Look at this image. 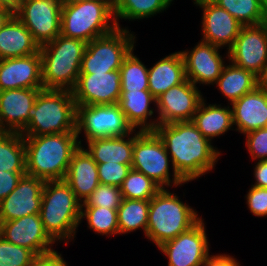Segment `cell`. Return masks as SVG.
I'll list each match as a JSON object with an SVG mask.
<instances>
[{
    "instance_id": "30",
    "label": "cell",
    "mask_w": 267,
    "mask_h": 266,
    "mask_svg": "<svg viewBox=\"0 0 267 266\" xmlns=\"http://www.w3.org/2000/svg\"><path fill=\"white\" fill-rule=\"evenodd\" d=\"M174 2L173 0H113L114 17L118 28H126L120 25V19L136 21L156 16L166 11Z\"/></svg>"
},
{
    "instance_id": "26",
    "label": "cell",
    "mask_w": 267,
    "mask_h": 266,
    "mask_svg": "<svg viewBox=\"0 0 267 266\" xmlns=\"http://www.w3.org/2000/svg\"><path fill=\"white\" fill-rule=\"evenodd\" d=\"M40 51L32 33L14 14L0 29V60L25 57Z\"/></svg>"
},
{
    "instance_id": "44",
    "label": "cell",
    "mask_w": 267,
    "mask_h": 266,
    "mask_svg": "<svg viewBox=\"0 0 267 266\" xmlns=\"http://www.w3.org/2000/svg\"><path fill=\"white\" fill-rule=\"evenodd\" d=\"M254 166L253 175L256 181L251 186L267 188V160L258 161Z\"/></svg>"
},
{
    "instance_id": "31",
    "label": "cell",
    "mask_w": 267,
    "mask_h": 266,
    "mask_svg": "<svg viewBox=\"0 0 267 266\" xmlns=\"http://www.w3.org/2000/svg\"><path fill=\"white\" fill-rule=\"evenodd\" d=\"M0 171L26 172L25 142L21 133L0 131Z\"/></svg>"
},
{
    "instance_id": "35",
    "label": "cell",
    "mask_w": 267,
    "mask_h": 266,
    "mask_svg": "<svg viewBox=\"0 0 267 266\" xmlns=\"http://www.w3.org/2000/svg\"><path fill=\"white\" fill-rule=\"evenodd\" d=\"M133 51L125 57L120 67L121 91L148 90V68Z\"/></svg>"
},
{
    "instance_id": "4",
    "label": "cell",
    "mask_w": 267,
    "mask_h": 266,
    "mask_svg": "<svg viewBox=\"0 0 267 266\" xmlns=\"http://www.w3.org/2000/svg\"><path fill=\"white\" fill-rule=\"evenodd\" d=\"M86 44L60 34L40 46L43 89L72 91L75 88Z\"/></svg>"
},
{
    "instance_id": "46",
    "label": "cell",
    "mask_w": 267,
    "mask_h": 266,
    "mask_svg": "<svg viewBox=\"0 0 267 266\" xmlns=\"http://www.w3.org/2000/svg\"><path fill=\"white\" fill-rule=\"evenodd\" d=\"M14 15L10 8L0 9V29L7 23V21Z\"/></svg>"
},
{
    "instance_id": "10",
    "label": "cell",
    "mask_w": 267,
    "mask_h": 266,
    "mask_svg": "<svg viewBox=\"0 0 267 266\" xmlns=\"http://www.w3.org/2000/svg\"><path fill=\"white\" fill-rule=\"evenodd\" d=\"M135 130L117 104L76 106V133L84 140L125 136Z\"/></svg>"
},
{
    "instance_id": "27",
    "label": "cell",
    "mask_w": 267,
    "mask_h": 266,
    "mask_svg": "<svg viewBox=\"0 0 267 266\" xmlns=\"http://www.w3.org/2000/svg\"><path fill=\"white\" fill-rule=\"evenodd\" d=\"M191 121L203 136L211 142L214 138L224 135L229 130L235 131L230 104L224 107L216 103L207 104L204 98Z\"/></svg>"
},
{
    "instance_id": "41",
    "label": "cell",
    "mask_w": 267,
    "mask_h": 266,
    "mask_svg": "<svg viewBox=\"0 0 267 266\" xmlns=\"http://www.w3.org/2000/svg\"><path fill=\"white\" fill-rule=\"evenodd\" d=\"M245 195L250 212L256 217H267V188L252 186Z\"/></svg>"
},
{
    "instance_id": "22",
    "label": "cell",
    "mask_w": 267,
    "mask_h": 266,
    "mask_svg": "<svg viewBox=\"0 0 267 266\" xmlns=\"http://www.w3.org/2000/svg\"><path fill=\"white\" fill-rule=\"evenodd\" d=\"M236 132L246 133L267 127V87L258 86L231 105Z\"/></svg>"
},
{
    "instance_id": "43",
    "label": "cell",
    "mask_w": 267,
    "mask_h": 266,
    "mask_svg": "<svg viewBox=\"0 0 267 266\" xmlns=\"http://www.w3.org/2000/svg\"><path fill=\"white\" fill-rule=\"evenodd\" d=\"M234 256L229 254L209 255L201 266H240Z\"/></svg>"
},
{
    "instance_id": "53",
    "label": "cell",
    "mask_w": 267,
    "mask_h": 266,
    "mask_svg": "<svg viewBox=\"0 0 267 266\" xmlns=\"http://www.w3.org/2000/svg\"><path fill=\"white\" fill-rule=\"evenodd\" d=\"M3 8H5L2 4H1V2H0V9H3Z\"/></svg>"
},
{
    "instance_id": "51",
    "label": "cell",
    "mask_w": 267,
    "mask_h": 266,
    "mask_svg": "<svg viewBox=\"0 0 267 266\" xmlns=\"http://www.w3.org/2000/svg\"><path fill=\"white\" fill-rule=\"evenodd\" d=\"M264 24L267 27V8L265 9V20H264Z\"/></svg>"
},
{
    "instance_id": "37",
    "label": "cell",
    "mask_w": 267,
    "mask_h": 266,
    "mask_svg": "<svg viewBox=\"0 0 267 266\" xmlns=\"http://www.w3.org/2000/svg\"><path fill=\"white\" fill-rule=\"evenodd\" d=\"M36 258L31 250L10 243L0 236V266H27Z\"/></svg>"
},
{
    "instance_id": "9",
    "label": "cell",
    "mask_w": 267,
    "mask_h": 266,
    "mask_svg": "<svg viewBox=\"0 0 267 266\" xmlns=\"http://www.w3.org/2000/svg\"><path fill=\"white\" fill-rule=\"evenodd\" d=\"M135 32L126 28L97 37L86 44L80 74L106 73L120 70L125 57L136 44Z\"/></svg>"
},
{
    "instance_id": "19",
    "label": "cell",
    "mask_w": 267,
    "mask_h": 266,
    "mask_svg": "<svg viewBox=\"0 0 267 266\" xmlns=\"http://www.w3.org/2000/svg\"><path fill=\"white\" fill-rule=\"evenodd\" d=\"M45 181L24 174L16 188L0 202V222L40 214Z\"/></svg>"
},
{
    "instance_id": "3",
    "label": "cell",
    "mask_w": 267,
    "mask_h": 266,
    "mask_svg": "<svg viewBox=\"0 0 267 266\" xmlns=\"http://www.w3.org/2000/svg\"><path fill=\"white\" fill-rule=\"evenodd\" d=\"M40 216L49 237L68 245L81 224V202L64 180L45 181Z\"/></svg>"
},
{
    "instance_id": "23",
    "label": "cell",
    "mask_w": 267,
    "mask_h": 266,
    "mask_svg": "<svg viewBox=\"0 0 267 266\" xmlns=\"http://www.w3.org/2000/svg\"><path fill=\"white\" fill-rule=\"evenodd\" d=\"M64 181L81 203L85 202L100 184L97 163L84 146H80L72 155Z\"/></svg>"
},
{
    "instance_id": "1",
    "label": "cell",
    "mask_w": 267,
    "mask_h": 266,
    "mask_svg": "<svg viewBox=\"0 0 267 266\" xmlns=\"http://www.w3.org/2000/svg\"><path fill=\"white\" fill-rule=\"evenodd\" d=\"M154 132L171 157L173 169L186 183L210 173L222 155L192 121L157 125Z\"/></svg>"
},
{
    "instance_id": "16",
    "label": "cell",
    "mask_w": 267,
    "mask_h": 266,
    "mask_svg": "<svg viewBox=\"0 0 267 266\" xmlns=\"http://www.w3.org/2000/svg\"><path fill=\"white\" fill-rule=\"evenodd\" d=\"M193 3L202 9L200 40L219 48L228 47L229 51L243 25L212 0H193Z\"/></svg>"
},
{
    "instance_id": "32",
    "label": "cell",
    "mask_w": 267,
    "mask_h": 266,
    "mask_svg": "<svg viewBox=\"0 0 267 266\" xmlns=\"http://www.w3.org/2000/svg\"><path fill=\"white\" fill-rule=\"evenodd\" d=\"M150 200L123 198L117 209L119 235L143 230L146 235Z\"/></svg>"
},
{
    "instance_id": "5",
    "label": "cell",
    "mask_w": 267,
    "mask_h": 266,
    "mask_svg": "<svg viewBox=\"0 0 267 266\" xmlns=\"http://www.w3.org/2000/svg\"><path fill=\"white\" fill-rule=\"evenodd\" d=\"M197 212L180 200L176 193L162 188L150 200L145 236L159 247L194 226L201 219Z\"/></svg>"
},
{
    "instance_id": "36",
    "label": "cell",
    "mask_w": 267,
    "mask_h": 266,
    "mask_svg": "<svg viewBox=\"0 0 267 266\" xmlns=\"http://www.w3.org/2000/svg\"><path fill=\"white\" fill-rule=\"evenodd\" d=\"M162 188L142 172L131 168L120 187L123 198L151 200Z\"/></svg>"
},
{
    "instance_id": "12",
    "label": "cell",
    "mask_w": 267,
    "mask_h": 266,
    "mask_svg": "<svg viewBox=\"0 0 267 266\" xmlns=\"http://www.w3.org/2000/svg\"><path fill=\"white\" fill-rule=\"evenodd\" d=\"M204 219L189 230L163 243L158 249L168 257V266H201L210 255Z\"/></svg>"
},
{
    "instance_id": "29",
    "label": "cell",
    "mask_w": 267,
    "mask_h": 266,
    "mask_svg": "<svg viewBox=\"0 0 267 266\" xmlns=\"http://www.w3.org/2000/svg\"><path fill=\"white\" fill-rule=\"evenodd\" d=\"M215 85L221 94L232 104L244 94L250 93L259 86V77L251 71L236 66L228 60ZM230 102V103H229Z\"/></svg>"
},
{
    "instance_id": "13",
    "label": "cell",
    "mask_w": 267,
    "mask_h": 266,
    "mask_svg": "<svg viewBox=\"0 0 267 266\" xmlns=\"http://www.w3.org/2000/svg\"><path fill=\"white\" fill-rule=\"evenodd\" d=\"M228 53L229 61L260 78L267 63L266 25L262 23L242 26Z\"/></svg>"
},
{
    "instance_id": "24",
    "label": "cell",
    "mask_w": 267,
    "mask_h": 266,
    "mask_svg": "<svg viewBox=\"0 0 267 266\" xmlns=\"http://www.w3.org/2000/svg\"><path fill=\"white\" fill-rule=\"evenodd\" d=\"M118 105L134 130L154 131L157 127L158 119L153 117L157 110L150 106L156 107V98L149 90L121 91Z\"/></svg>"
},
{
    "instance_id": "11",
    "label": "cell",
    "mask_w": 267,
    "mask_h": 266,
    "mask_svg": "<svg viewBox=\"0 0 267 266\" xmlns=\"http://www.w3.org/2000/svg\"><path fill=\"white\" fill-rule=\"evenodd\" d=\"M61 9L58 0H21L14 14L42 46L60 35Z\"/></svg>"
},
{
    "instance_id": "15",
    "label": "cell",
    "mask_w": 267,
    "mask_h": 266,
    "mask_svg": "<svg viewBox=\"0 0 267 266\" xmlns=\"http://www.w3.org/2000/svg\"><path fill=\"white\" fill-rule=\"evenodd\" d=\"M0 236L10 243L31 250L37 257L56 250L55 242L45 232L40 214L0 222Z\"/></svg>"
},
{
    "instance_id": "38",
    "label": "cell",
    "mask_w": 267,
    "mask_h": 266,
    "mask_svg": "<svg viewBox=\"0 0 267 266\" xmlns=\"http://www.w3.org/2000/svg\"><path fill=\"white\" fill-rule=\"evenodd\" d=\"M123 196L117 186L99 184L81 206H97L117 210Z\"/></svg>"
},
{
    "instance_id": "20",
    "label": "cell",
    "mask_w": 267,
    "mask_h": 266,
    "mask_svg": "<svg viewBox=\"0 0 267 266\" xmlns=\"http://www.w3.org/2000/svg\"><path fill=\"white\" fill-rule=\"evenodd\" d=\"M42 89L0 91V131L21 133L27 126L36 97Z\"/></svg>"
},
{
    "instance_id": "52",
    "label": "cell",
    "mask_w": 267,
    "mask_h": 266,
    "mask_svg": "<svg viewBox=\"0 0 267 266\" xmlns=\"http://www.w3.org/2000/svg\"><path fill=\"white\" fill-rule=\"evenodd\" d=\"M262 3H263V6H264V9L267 8V0H262Z\"/></svg>"
},
{
    "instance_id": "21",
    "label": "cell",
    "mask_w": 267,
    "mask_h": 266,
    "mask_svg": "<svg viewBox=\"0 0 267 266\" xmlns=\"http://www.w3.org/2000/svg\"><path fill=\"white\" fill-rule=\"evenodd\" d=\"M19 88L43 89L40 51L0 60V91Z\"/></svg>"
},
{
    "instance_id": "17",
    "label": "cell",
    "mask_w": 267,
    "mask_h": 266,
    "mask_svg": "<svg viewBox=\"0 0 267 266\" xmlns=\"http://www.w3.org/2000/svg\"><path fill=\"white\" fill-rule=\"evenodd\" d=\"M220 49L210 43L200 41L192 49L181 51L185 61L186 78L195 86L197 84L214 86L226 65L225 60H229L228 51H226L225 58L220 55Z\"/></svg>"
},
{
    "instance_id": "18",
    "label": "cell",
    "mask_w": 267,
    "mask_h": 266,
    "mask_svg": "<svg viewBox=\"0 0 267 266\" xmlns=\"http://www.w3.org/2000/svg\"><path fill=\"white\" fill-rule=\"evenodd\" d=\"M76 106L117 104L121 96V73L80 74L72 90Z\"/></svg>"
},
{
    "instance_id": "25",
    "label": "cell",
    "mask_w": 267,
    "mask_h": 266,
    "mask_svg": "<svg viewBox=\"0 0 267 266\" xmlns=\"http://www.w3.org/2000/svg\"><path fill=\"white\" fill-rule=\"evenodd\" d=\"M186 79L185 61L181 51L165 56L148 68V90L155 98Z\"/></svg>"
},
{
    "instance_id": "39",
    "label": "cell",
    "mask_w": 267,
    "mask_h": 266,
    "mask_svg": "<svg viewBox=\"0 0 267 266\" xmlns=\"http://www.w3.org/2000/svg\"><path fill=\"white\" fill-rule=\"evenodd\" d=\"M131 164L103 163L97 164L100 184L121 187L131 170Z\"/></svg>"
},
{
    "instance_id": "40",
    "label": "cell",
    "mask_w": 267,
    "mask_h": 266,
    "mask_svg": "<svg viewBox=\"0 0 267 266\" xmlns=\"http://www.w3.org/2000/svg\"><path fill=\"white\" fill-rule=\"evenodd\" d=\"M245 140L252 161L267 160V127L246 133Z\"/></svg>"
},
{
    "instance_id": "14",
    "label": "cell",
    "mask_w": 267,
    "mask_h": 266,
    "mask_svg": "<svg viewBox=\"0 0 267 266\" xmlns=\"http://www.w3.org/2000/svg\"><path fill=\"white\" fill-rule=\"evenodd\" d=\"M198 88L186 79L156 98L158 125L191 121L204 98Z\"/></svg>"
},
{
    "instance_id": "6",
    "label": "cell",
    "mask_w": 267,
    "mask_h": 266,
    "mask_svg": "<svg viewBox=\"0 0 267 266\" xmlns=\"http://www.w3.org/2000/svg\"><path fill=\"white\" fill-rule=\"evenodd\" d=\"M76 132V103L70 90L42 89L23 136Z\"/></svg>"
},
{
    "instance_id": "33",
    "label": "cell",
    "mask_w": 267,
    "mask_h": 266,
    "mask_svg": "<svg viewBox=\"0 0 267 266\" xmlns=\"http://www.w3.org/2000/svg\"><path fill=\"white\" fill-rule=\"evenodd\" d=\"M228 11L243 26L264 23L265 9L262 0H212Z\"/></svg>"
},
{
    "instance_id": "45",
    "label": "cell",
    "mask_w": 267,
    "mask_h": 266,
    "mask_svg": "<svg viewBox=\"0 0 267 266\" xmlns=\"http://www.w3.org/2000/svg\"><path fill=\"white\" fill-rule=\"evenodd\" d=\"M44 266H68L62 255L55 251L51 254L44 255Z\"/></svg>"
},
{
    "instance_id": "7",
    "label": "cell",
    "mask_w": 267,
    "mask_h": 266,
    "mask_svg": "<svg viewBox=\"0 0 267 266\" xmlns=\"http://www.w3.org/2000/svg\"><path fill=\"white\" fill-rule=\"evenodd\" d=\"M117 28L113 0H87L62 6L60 34L86 43Z\"/></svg>"
},
{
    "instance_id": "28",
    "label": "cell",
    "mask_w": 267,
    "mask_h": 266,
    "mask_svg": "<svg viewBox=\"0 0 267 266\" xmlns=\"http://www.w3.org/2000/svg\"><path fill=\"white\" fill-rule=\"evenodd\" d=\"M131 136V137H130ZM88 153L97 164H132L134 132L125 136L97 138L85 141Z\"/></svg>"
},
{
    "instance_id": "8",
    "label": "cell",
    "mask_w": 267,
    "mask_h": 266,
    "mask_svg": "<svg viewBox=\"0 0 267 266\" xmlns=\"http://www.w3.org/2000/svg\"><path fill=\"white\" fill-rule=\"evenodd\" d=\"M170 162H172L171 157L154 131H134L132 169L142 172L161 188L180 187L186 184Z\"/></svg>"
},
{
    "instance_id": "2",
    "label": "cell",
    "mask_w": 267,
    "mask_h": 266,
    "mask_svg": "<svg viewBox=\"0 0 267 266\" xmlns=\"http://www.w3.org/2000/svg\"><path fill=\"white\" fill-rule=\"evenodd\" d=\"M23 137L26 174L44 181L64 180L72 155L83 145L76 132Z\"/></svg>"
},
{
    "instance_id": "50",
    "label": "cell",
    "mask_w": 267,
    "mask_h": 266,
    "mask_svg": "<svg viewBox=\"0 0 267 266\" xmlns=\"http://www.w3.org/2000/svg\"><path fill=\"white\" fill-rule=\"evenodd\" d=\"M62 6L71 5L78 2H84L87 0H58Z\"/></svg>"
},
{
    "instance_id": "34",
    "label": "cell",
    "mask_w": 267,
    "mask_h": 266,
    "mask_svg": "<svg viewBox=\"0 0 267 266\" xmlns=\"http://www.w3.org/2000/svg\"><path fill=\"white\" fill-rule=\"evenodd\" d=\"M86 219L87 227L98 235H119L117 210L97 206H81V223Z\"/></svg>"
},
{
    "instance_id": "47",
    "label": "cell",
    "mask_w": 267,
    "mask_h": 266,
    "mask_svg": "<svg viewBox=\"0 0 267 266\" xmlns=\"http://www.w3.org/2000/svg\"><path fill=\"white\" fill-rule=\"evenodd\" d=\"M20 1L21 0H0L4 7L10 8L13 12L18 9Z\"/></svg>"
},
{
    "instance_id": "49",
    "label": "cell",
    "mask_w": 267,
    "mask_h": 266,
    "mask_svg": "<svg viewBox=\"0 0 267 266\" xmlns=\"http://www.w3.org/2000/svg\"><path fill=\"white\" fill-rule=\"evenodd\" d=\"M27 266H44V255L43 256H38L36 259H34Z\"/></svg>"
},
{
    "instance_id": "42",
    "label": "cell",
    "mask_w": 267,
    "mask_h": 266,
    "mask_svg": "<svg viewBox=\"0 0 267 266\" xmlns=\"http://www.w3.org/2000/svg\"><path fill=\"white\" fill-rule=\"evenodd\" d=\"M24 174L26 172L0 171V202L16 188Z\"/></svg>"
},
{
    "instance_id": "48",
    "label": "cell",
    "mask_w": 267,
    "mask_h": 266,
    "mask_svg": "<svg viewBox=\"0 0 267 266\" xmlns=\"http://www.w3.org/2000/svg\"><path fill=\"white\" fill-rule=\"evenodd\" d=\"M259 85L263 87H267V63H266V67H265L263 74L259 78Z\"/></svg>"
}]
</instances>
